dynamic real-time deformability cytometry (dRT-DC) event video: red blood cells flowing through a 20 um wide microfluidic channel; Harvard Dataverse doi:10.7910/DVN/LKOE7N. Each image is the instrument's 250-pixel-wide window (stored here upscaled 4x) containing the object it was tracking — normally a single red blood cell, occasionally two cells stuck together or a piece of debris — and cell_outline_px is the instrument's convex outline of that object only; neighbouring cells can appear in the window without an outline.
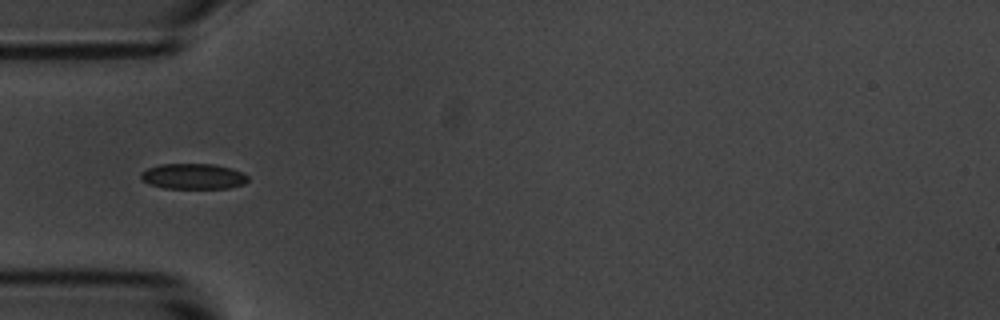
{"species": "common noctule bat (a hibernating species)", "species_latin": "Nyctalus noctula", "temperature_condition": "room temperature", "stored_images_in_passage": 6, "camera_frame_rate_fps": 3000, "um_per_image_px": 0.085, "animal": {"sex": "male", "body_mass_g": 20.1, "forearm_length_mm": 53.5}, "frame": {"image": 1, "passage_image": 1, "time_ms": 0.0, "image_size_px": [1000, 320], "cell_outline_px": [[248, 180], [244, 184], [228, 188], [164, 188], [148, 184], [140, 180], [140, 172], [148, 168], [160, 164], [212, 164], [232, 168], [248, 176]], "centroid_in_image_um": [16.38, 14.99], "position_along_channel_um": 68.6, "area_um2": 16.01}}
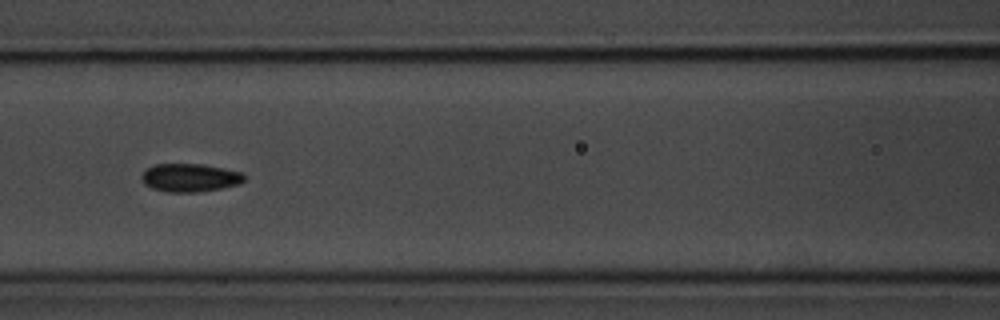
{"frame": {"image": 2, "passage_image": 3, "time_ms": 2.333, "image_size_px": [1000, 320], "cell_outline_px": [[244, 180], [240, 184], [224, 188], [200, 192], [164, 192], [152, 188], [144, 184], [140, 176], [148, 168], [156, 164], [200, 164], [240, 172], [244, 176]], "centroid_in_image_um": [16.12, 15.12], "position_along_channel_um": 150.5, "area_um2": 16.82}}
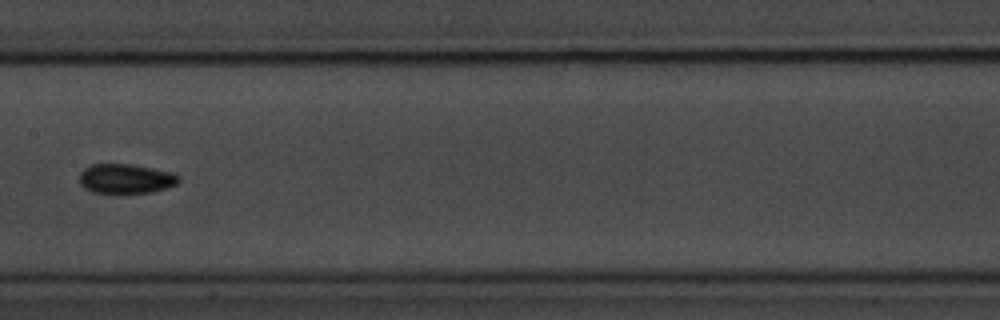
{"frame": {"image": 3, "passage_image": 4, "time_ms": 3.667, "image_size_px": [1000, 320], "cell_outline_px": [[180, 180], [176, 184], [168, 188], [152, 192], [92, 192], [84, 188], [80, 184], [80, 172], [84, 168], [92, 164], [132, 164], [172, 172], [180, 176]], "centroid_in_image_um": [10.7, 15.17], "position_along_channel_um": 196.7, "area_um2": 17.05}}